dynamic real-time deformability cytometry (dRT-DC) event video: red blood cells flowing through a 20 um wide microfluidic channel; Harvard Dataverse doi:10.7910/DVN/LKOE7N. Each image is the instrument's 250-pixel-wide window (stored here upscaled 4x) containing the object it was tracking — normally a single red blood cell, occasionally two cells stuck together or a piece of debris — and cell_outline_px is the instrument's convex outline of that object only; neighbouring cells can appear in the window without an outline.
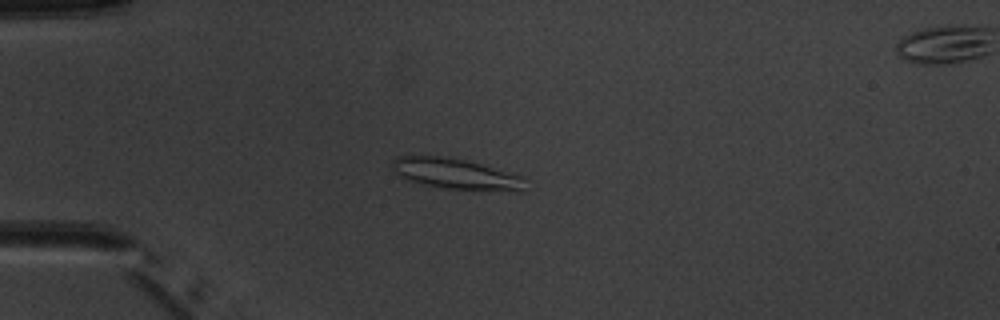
{"species": "common noctule bat (a hibernating species)", "species_latin": "Nyctalus noctula", "temperature_condition": "warm", "stored_images_in_passage": 8, "camera_frame_rate_fps": 3000, "um_per_image_px": 0.085, "animal": {"sex": "male", "body_mass_g": 20.1, "forearm_length_mm": 53.5}, "frame": {"image": 1, "passage_image": 5, "time_ms": 4.667, "image_size_px": [1000, 320], "cell_outline_px": [[528, 192], [520, 192], [448, 188], [424, 184], [408, 180], [396, 176], [392, 172], [388, 164], [396, 156], [440, 156], [464, 160], [480, 164], [520, 176]], "centroid_in_image_um": [38.66, 14.78], "position_along_channel_um": 46.3, "area_um2": 23.81}}
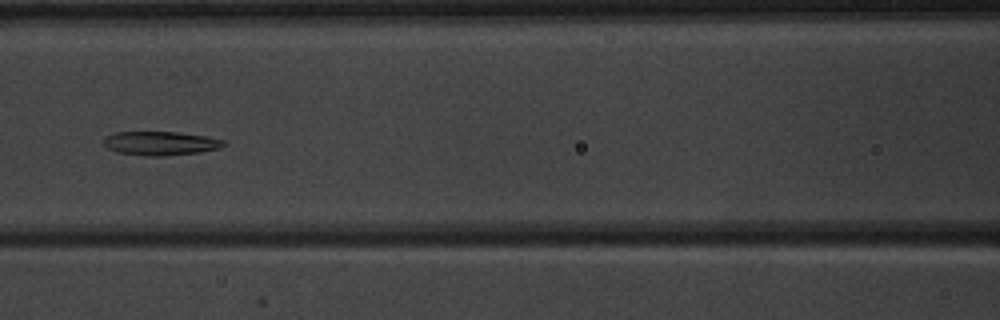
{"frame": {"image": 2, "passage_image": 8, "time_ms": 8.0, "image_size_px": [1000, 320], "cell_outline_px": [[228, 144], [220, 148], [200, 152], [164, 156], [148, 156], [116, 152], [108, 148], [104, 144], [104, 136], [116, 132], [176, 132], [208, 136], [224, 140]], "centroid_in_image_um": [13.67, 12.18], "position_along_channel_um": 152.9, "area_um2": 16.82}}